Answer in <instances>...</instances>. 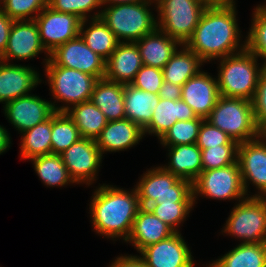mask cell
Instances as JSON below:
<instances>
[{"label": "cell", "mask_w": 266, "mask_h": 267, "mask_svg": "<svg viewBox=\"0 0 266 267\" xmlns=\"http://www.w3.org/2000/svg\"><path fill=\"white\" fill-rule=\"evenodd\" d=\"M143 66L139 48L135 42H120L106 61L105 78L123 85L131 84Z\"/></svg>", "instance_id": "obj_20"}, {"label": "cell", "mask_w": 266, "mask_h": 267, "mask_svg": "<svg viewBox=\"0 0 266 267\" xmlns=\"http://www.w3.org/2000/svg\"><path fill=\"white\" fill-rule=\"evenodd\" d=\"M49 57L57 66L76 69L97 79L105 77L106 61L93 52L80 35L58 46Z\"/></svg>", "instance_id": "obj_14"}, {"label": "cell", "mask_w": 266, "mask_h": 267, "mask_svg": "<svg viewBox=\"0 0 266 267\" xmlns=\"http://www.w3.org/2000/svg\"><path fill=\"white\" fill-rule=\"evenodd\" d=\"M155 8L158 29L185 45L206 7L200 0H155Z\"/></svg>", "instance_id": "obj_8"}, {"label": "cell", "mask_w": 266, "mask_h": 267, "mask_svg": "<svg viewBox=\"0 0 266 267\" xmlns=\"http://www.w3.org/2000/svg\"><path fill=\"white\" fill-rule=\"evenodd\" d=\"M238 143L258 138L252 101L243 98L220 96L205 119Z\"/></svg>", "instance_id": "obj_6"}, {"label": "cell", "mask_w": 266, "mask_h": 267, "mask_svg": "<svg viewBox=\"0 0 266 267\" xmlns=\"http://www.w3.org/2000/svg\"><path fill=\"white\" fill-rule=\"evenodd\" d=\"M251 27L246 39V48L257 58L265 59L266 66V7L258 5L253 11Z\"/></svg>", "instance_id": "obj_35"}, {"label": "cell", "mask_w": 266, "mask_h": 267, "mask_svg": "<svg viewBox=\"0 0 266 267\" xmlns=\"http://www.w3.org/2000/svg\"><path fill=\"white\" fill-rule=\"evenodd\" d=\"M204 63L186 45H182L171 56L170 60L163 67L164 81L183 86L191 77L197 75Z\"/></svg>", "instance_id": "obj_29"}, {"label": "cell", "mask_w": 266, "mask_h": 267, "mask_svg": "<svg viewBox=\"0 0 266 267\" xmlns=\"http://www.w3.org/2000/svg\"><path fill=\"white\" fill-rule=\"evenodd\" d=\"M220 97L217 79L200 71L182 86L181 99L204 120L209 116Z\"/></svg>", "instance_id": "obj_18"}, {"label": "cell", "mask_w": 266, "mask_h": 267, "mask_svg": "<svg viewBox=\"0 0 266 267\" xmlns=\"http://www.w3.org/2000/svg\"><path fill=\"white\" fill-rule=\"evenodd\" d=\"M194 111L182 100L160 99L150 123L143 129L145 134H154L160 140L176 121L196 119Z\"/></svg>", "instance_id": "obj_24"}, {"label": "cell", "mask_w": 266, "mask_h": 267, "mask_svg": "<svg viewBox=\"0 0 266 267\" xmlns=\"http://www.w3.org/2000/svg\"><path fill=\"white\" fill-rule=\"evenodd\" d=\"M107 121L125 119L124 85L101 78L96 82L90 99Z\"/></svg>", "instance_id": "obj_26"}, {"label": "cell", "mask_w": 266, "mask_h": 267, "mask_svg": "<svg viewBox=\"0 0 266 267\" xmlns=\"http://www.w3.org/2000/svg\"><path fill=\"white\" fill-rule=\"evenodd\" d=\"M14 20L0 9V57L4 54L9 38V32Z\"/></svg>", "instance_id": "obj_44"}, {"label": "cell", "mask_w": 266, "mask_h": 267, "mask_svg": "<svg viewBox=\"0 0 266 267\" xmlns=\"http://www.w3.org/2000/svg\"><path fill=\"white\" fill-rule=\"evenodd\" d=\"M7 129L0 125V154L6 152L10 148L11 137Z\"/></svg>", "instance_id": "obj_48"}, {"label": "cell", "mask_w": 266, "mask_h": 267, "mask_svg": "<svg viewBox=\"0 0 266 267\" xmlns=\"http://www.w3.org/2000/svg\"><path fill=\"white\" fill-rule=\"evenodd\" d=\"M109 267H147L146 264L139 256L135 255H122L116 257Z\"/></svg>", "instance_id": "obj_46"}, {"label": "cell", "mask_w": 266, "mask_h": 267, "mask_svg": "<svg viewBox=\"0 0 266 267\" xmlns=\"http://www.w3.org/2000/svg\"><path fill=\"white\" fill-rule=\"evenodd\" d=\"M236 12V7L205 8L185 45L205 63L241 52L246 41L240 44Z\"/></svg>", "instance_id": "obj_1"}, {"label": "cell", "mask_w": 266, "mask_h": 267, "mask_svg": "<svg viewBox=\"0 0 266 267\" xmlns=\"http://www.w3.org/2000/svg\"><path fill=\"white\" fill-rule=\"evenodd\" d=\"M158 96L160 99L180 100L182 97V86L172 84L168 81H163L162 87L159 90Z\"/></svg>", "instance_id": "obj_45"}, {"label": "cell", "mask_w": 266, "mask_h": 267, "mask_svg": "<svg viewBox=\"0 0 266 267\" xmlns=\"http://www.w3.org/2000/svg\"><path fill=\"white\" fill-rule=\"evenodd\" d=\"M152 3L155 2L109 5L90 18L100 17L119 42H137L158 28L157 18L150 11Z\"/></svg>", "instance_id": "obj_4"}, {"label": "cell", "mask_w": 266, "mask_h": 267, "mask_svg": "<svg viewBox=\"0 0 266 267\" xmlns=\"http://www.w3.org/2000/svg\"><path fill=\"white\" fill-rule=\"evenodd\" d=\"M60 155L74 183L89 186L96 181L103 158L96 140L80 138Z\"/></svg>", "instance_id": "obj_11"}, {"label": "cell", "mask_w": 266, "mask_h": 267, "mask_svg": "<svg viewBox=\"0 0 266 267\" xmlns=\"http://www.w3.org/2000/svg\"><path fill=\"white\" fill-rule=\"evenodd\" d=\"M218 60L220 66L217 83L220 96L252 101L264 65L259 67L258 58L247 48Z\"/></svg>", "instance_id": "obj_3"}, {"label": "cell", "mask_w": 266, "mask_h": 267, "mask_svg": "<svg viewBox=\"0 0 266 267\" xmlns=\"http://www.w3.org/2000/svg\"><path fill=\"white\" fill-rule=\"evenodd\" d=\"M196 145L200 149H208L218 145H239V143L219 128L203 120L199 128Z\"/></svg>", "instance_id": "obj_41"}, {"label": "cell", "mask_w": 266, "mask_h": 267, "mask_svg": "<svg viewBox=\"0 0 266 267\" xmlns=\"http://www.w3.org/2000/svg\"><path fill=\"white\" fill-rule=\"evenodd\" d=\"M92 196L89 211L93 230L107 238H123L126 241L141 208L136 189L128 191L103 184Z\"/></svg>", "instance_id": "obj_2"}, {"label": "cell", "mask_w": 266, "mask_h": 267, "mask_svg": "<svg viewBox=\"0 0 266 267\" xmlns=\"http://www.w3.org/2000/svg\"><path fill=\"white\" fill-rule=\"evenodd\" d=\"M66 113L74 121L81 138L96 140L108 122L105 115L90 100L72 106Z\"/></svg>", "instance_id": "obj_31"}, {"label": "cell", "mask_w": 266, "mask_h": 267, "mask_svg": "<svg viewBox=\"0 0 266 267\" xmlns=\"http://www.w3.org/2000/svg\"><path fill=\"white\" fill-rule=\"evenodd\" d=\"M81 138L74 121L66 112L52 115L51 153L60 155Z\"/></svg>", "instance_id": "obj_34"}, {"label": "cell", "mask_w": 266, "mask_h": 267, "mask_svg": "<svg viewBox=\"0 0 266 267\" xmlns=\"http://www.w3.org/2000/svg\"><path fill=\"white\" fill-rule=\"evenodd\" d=\"M207 267H266V243H240Z\"/></svg>", "instance_id": "obj_30"}, {"label": "cell", "mask_w": 266, "mask_h": 267, "mask_svg": "<svg viewBox=\"0 0 266 267\" xmlns=\"http://www.w3.org/2000/svg\"><path fill=\"white\" fill-rule=\"evenodd\" d=\"M88 20H82L79 35L93 52L107 61L120 42L100 17L91 18L89 27ZM85 25L88 28L84 29Z\"/></svg>", "instance_id": "obj_28"}, {"label": "cell", "mask_w": 266, "mask_h": 267, "mask_svg": "<svg viewBox=\"0 0 266 267\" xmlns=\"http://www.w3.org/2000/svg\"><path fill=\"white\" fill-rule=\"evenodd\" d=\"M146 172L135 186L141 207L147 208L153 203L194 202L193 183L189 180L173 175L162 166Z\"/></svg>", "instance_id": "obj_7"}, {"label": "cell", "mask_w": 266, "mask_h": 267, "mask_svg": "<svg viewBox=\"0 0 266 267\" xmlns=\"http://www.w3.org/2000/svg\"><path fill=\"white\" fill-rule=\"evenodd\" d=\"M242 243H266V197L248 196L232 209L222 233Z\"/></svg>", "instance_id": "obj_9"}, {"label": "cell", "mask_w": 266, "mask_h": 267, "mask_svg": "<svg viewBox=\"0 0 266 267\" xmlns=\"http://www.w3.org/2000/svg\"><path fill=\"white\" fill-rule=\"evenodd\" d=\"M193 206L194 202H176L153 203L147 208L175 232H179V225L186 220Z\"/></svg>", "instance_id": "obj_37"}, {"label": "cell", "mask_w": 266, "mask_h": 267, "mask_svg": "<svg viewBox=\"0 0 266 267\" xmlns=\"http://www.w3.org/2000/svg\"><path fill=\"white\" fill-rule=\"evenodd\" d=\"M51 103L30 94L7 102L3 110L6 119L22 134L45 122L55 113Z\"/></svg>", "instance_id": "obj_16"}, {"label": "cell", "mask_w": 266, "mask_h": 267, "mask_svg": "<svg viewBox=\"0 0 266 267\" xmlns=\"http://www.w3.org/2000/svg\"><path fill=\"white\" fill-rule=\"evenodd\" d=\"M174 233L175 231L169 225L161 221L148 208L141 207L125 242L131 243L140 252L143 248L165 240Z\"/></svg>", "instance_id": "obj_21"}, {"label": "cell", "mask_w": 266, "mask_h": 267, "mask_svg": "<svg viewBox=\"0 0 266 267\" xmlns=\"http://www.w3.org/2000/svg\"><path fill=\"white\" fill-rule=\"evenodd\" d=\"M144 138L143 130L129 119L108 121L96 139V143L103 156L105 152L128 150L137 145Z\"/></svg>", "instance_id": "obj_22"}, {"label": "cell", "mask_w": 266, "mask_h": 267, "mask_svg": "<svg viewBox=\"0 0 266 267\" xmlns=\"http://www.w3.org/2000/svg\"><path fill=\"white\" fill-rule=\"evenodd\" d=\"M238 145H218L201 149L203 170H212L230 166L237 162Z\"/></svg>", "instance_id": "obj_39"}, {"label": "cell", "mask_w": 266, "mask_h": 267, "mask_svg": "<svg viewBox=\"0 0 266 267\" xmlns=\"http://www.w3.org/2000/svg\"><path fill=\"white\" fill-rule=\"evenodd\" d=\"M41 81L33 68L0 60V103L30 95Z\"/></svg>", "instance_id": "obj_19"}, {"label": "cell", "mask_w": 266, "mask_h": 267, "mask_svg": "<svg viewBox=\"0 0 266 267\" xmlns=\"http://www.w3.org/2000/svg\"><path fill=\"white\" fill-rule=\"evenodd\" d=\"M30 160L34 165L35 172L47 187H63L68 183L74 184L63 163L61 155L51 153Z\"/></svg>", "instance_id": "obj_33"}, {"label": "cell", "mask_w": 266, "mask_h": 267, "mask_svg": "<svg viewBox=\"0 0 266 267\" xmlns=\"http://www.w3.org/2000/svg\"><path fill=\"white\" fill-rule=\"evenodd\" d=\"M43 61L45 64V75L48 78L50 92L55 101L52 104L55 112H66L72 106L89 101L94 86L98 79L90 74L57 66L50 57ZM56 101L66 103V106H56Z\"/></svg>", "instance_id": "obj_5"}, {"label": "cell", "mask_w": 266, "mask_h": 267, "mask_svg": "<svg viewBox=\"0 0 266 267\" xmlns=\"http://www.w3.org/2000/svg\"><path fill=\"white\" fill-rule=\"evenodd\" d=\"M252 106L258 131L266 135V66L260 73Z\"/></svg>", "instance_id": "obj_42"}, {"label": "cell", "mask_w": 266, "mask_h": 267, "mask_svg": "<svg viewBox=\"0 0 266 267\" xmlns=\"http://www.w3.org/2000/svg\"><path fill=\"white\" fill-rule=\"evenodd\" d=\"M160 98L158 94L124 85L125 119L137 124L142 130L150 123Z\"/></svg>", "instance_id": "obj_27"}, {"label": "cell", "mask_w": 266, "mask_h": 267, "mask_svg": "<svg viewBox=\"0 0 266 267\" xmlns=\"http://www.w3.org/2000/svg\"><path fill=\"white\" fill-rule=\"evenodd\" d=\"M40 52L50 54L43 47L39 30L34 20L14 21L8 38L7 48L0 60H27L33 59Z\"/></svg>", "instance_id": "obj_17"}, {"label": "cell", "mask_w": 266, "mask_h": 267, "mask_svg": "<svg viewBox=\"0 0 266 267\" xmlns=\"http://www.w3.org/2000/svg\"><path fill=\"white\" fill-rule=\"evenodd\" d=\"M47 6L48 0H0V9L14 21L34 20Z\"/></svg>", "instance_id": "obj_38"}, {"label": "cell", "mask_w": 266, "mask_h": 267, "mask_svg": "<svg viewBox=\"0 0 266 267\" xmlns=\"http://www.w3.org/2000/svg\"><path fill=\"white\" fill-rule=\"evenodd\" d=\"M51 130L52 116L45 122L22 133L21 157L22 159H32L45 154H51Z\"/></svg>", "instance_id": "obj_32"}, {"label": "cell", "mask_w": 266, "mask_h": 267, "mask_svg": "<svg viewBox=\"0 0 266 267\" xmlns=\"http://www.w3.org/2000/svg\"><path fill=\"white\" fill-rule=\"evenodd\" d=\"M34 21L38 26L41 43L49 54L58 46L79 36L82 22L76 15L58 12L49 6Z\"/></svg>", "instance_id": "obj_12"}, {"label": "cell", "mask_w": 266, "mask_h": 267, "mask_svg": "<svg viewBox=\"0 0 266 267\" xmlns=\"http://www.w3.org/2000/svg\"><path fill=\"white\" fill-rule=\"evenodd\" d=\"M206 8L236 7L234 0H200Z\"/></svg>", "instance_id": "obj_47"}, {"label": "cell", "mask_w": 266, "mask_h": 267, "mask_svg": "<svg viewBox=\"0 0 266 267\" xmlns=\"http://www.w3.org/2000/svg\"><path fill=\"white\" fill-rule=\"evenodd\" d=\"M143 65L163 69L182 44L158 28L137 42ZM179 45V46H178Z\"/></svg>", "instance_id": "obj_23"}, {"label": "cell", "mask_w": 266, "mask_h": 267, "mask_svg": "<svg viewBox=\"0 0 266 267\" xmlns=\"http://www.w3.org/2000/svg\"><path fill=\"white\" fill-rule=\"evenodd\" d=\"M168 166L162 167L179 178L194 182L203 170L201 149L195 144H182L167 147Z\"/></svg>", "instance_id": "obj_25"}, {"label": "cell", "mask_w": 266, "mask_h": 267, "mask_svg": "<svg viewBox=\"0 0 266 267\" xmlns=\"http://www.w3.org/2000/svg\"><path fill=\"white\" fill-rule=\"evenodd\" d=\"M204 119L176 121L175 124L160 139V144L170 147L182 144H195L198 139L200 125Z\"/></svg>", "instance_id": "obj_36"}, {"label": "cell", "mask_w": 266, "mask_h": 267, "mask_svg": "<svg viewBox=\"0 0 266 267\" xmlns=\"http://www.w3.org/2000/svg\"><path fill=\"white\" fill-rule=\"evenodd\" d=\"M140 258L147 267H194L192 252L180 232L143 248Z\"/></svg>", "instance_id": "obj_15"}, {"label": "cell", "mask_w": 266, "mask_h": 267, "mask_svg": "<svg viewBox=\"0 0 266 267\" xmlns=\"http://www.w3.org/2000/svg\"><path fill=\"white\" fill-rule=\"evenodd\" d=\"M237 161L247 196L252 182L260 191L251 196L266 197V135L239 143Z\"/></svg>", "instance_id": "obj_13"}, {"label": "cell", "mask_w": 266, "mask_h": 267, "mask_svg": "<svg viewBox=\"0 0 266 267\" xmlns=\"http://www.w3.org/2000/svg\"><path fill=\"white\" fill-rule=\"evenodd\" d=\"M102 7L104 5H116V4H123V3H139V2H155V0H100Z\"/></svg>", "instance_id": "obj_49"}, {"label": "cell", "mask_w": 266, "mask_h": 267, "mask_svg": "<svg viewBox=\"0 0 266 267\" xmlns=\"http://www.w3.org/2000/svg\"><path fill=\"white\" fill-rule=\"evenodd\" d=\"M48 6L58 12L76 15L81 20L89 18L88 12L103 8L100 0H48Z\"/></svg>", "instance_id": "obj_40"}, {"label": "cell", "mask_w": 266, "mask_h": 267, "mask_svg": "<svg viewBox=\"0 0 266 267\" xmlns=\"http://www.w3.org/2000/svg\"><path fill=\"white\" fill-rule=\"evenodd\" d=\"M216 200L245 199L247 194L244 189L242 175L238 161L230 166L212 170H202L193 182L194 204L198 195Z\"/></svg>", "instance_id": "obj_10"}, {"label": "cell", "mask_w": 266, "mask_h": 267, "mask_svg": "<svg viewBox=\"0 0 266 267\" xmlns=\"http://www.w3.org/2000/svg\"><path fill=\"white\" fill-rule=\"evenodd\" d=\"M163 81L162 69L143 65L136 73L135 79L131 85L140 90L158 94Z\"/></svg>", "instance_id": "obj_43"}]
</instances>
